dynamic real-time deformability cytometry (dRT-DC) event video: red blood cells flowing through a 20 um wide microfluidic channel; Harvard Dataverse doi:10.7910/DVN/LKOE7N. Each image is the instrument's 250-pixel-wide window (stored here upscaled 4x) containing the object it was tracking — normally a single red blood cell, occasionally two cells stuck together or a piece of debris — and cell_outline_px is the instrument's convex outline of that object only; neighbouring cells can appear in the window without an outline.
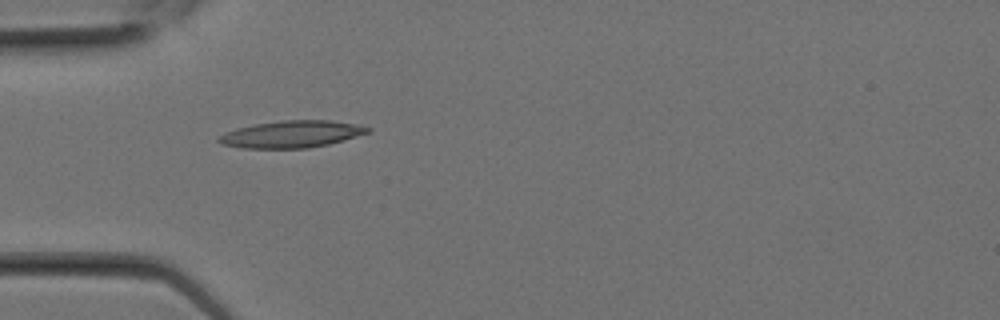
{"species": "Egyptian fruit bat (a non-hibernating species)", "species_latin": "Rousettus aegyptiacus", "temperature_condition": "room temperature", "stored_images_in_passage": 1, "camera_frame_rate_fps": 3000, "um_per_image_px": 0.085, "animal": {"sex": "female"}, "frame": {"image": 1, "passage_image": 1, "time_ms": 0.0, "image_size_px": [1000, 320], "cell_outline_px": [[372, 128], [368, 132], [356, 136], [328, 144], [308, 148], [240, 148], [220, 144], [216, 140], [220, 136], [236, 128], [256, 124], [284, 120], [332, 120], [356, 124]], "centroid_in_image_um": [24.77, 11.4], "position_along_channel_um": 60.2, "area_um2": 23.24}}